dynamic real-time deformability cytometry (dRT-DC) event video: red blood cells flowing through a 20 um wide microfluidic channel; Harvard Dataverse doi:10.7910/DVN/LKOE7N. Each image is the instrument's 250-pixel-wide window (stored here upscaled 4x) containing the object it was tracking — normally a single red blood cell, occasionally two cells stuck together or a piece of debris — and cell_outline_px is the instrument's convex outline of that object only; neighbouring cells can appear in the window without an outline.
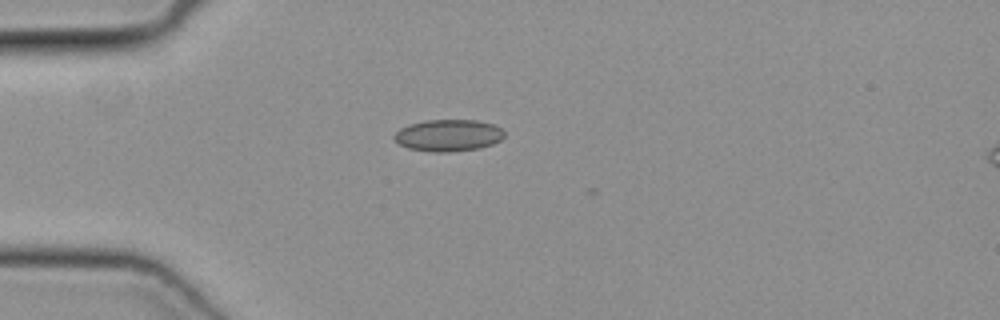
{"species": "common noctule bat (a hibernating species)", "species_latin": "Nyctalus noctula", "temperature_condition": "cold", "stored_images_in_passage": 35, "camera_frame_rate_fps": 3000, "um_per_image_px": 0.085, "animal": {"sex": "female", "body_mass_g": 19.3, "forearm_length_mm": 54.1}, "frame": {"image": 1, "passage_image": 1, "time_ms": 0.0, "image_size_px": [1000, 320], "cell_outline_px": [[504, 136], [500, 140], [492, 144], [480, 148], [448, 152], [436, 152], [408, 148], [400, 144], [392, 136], [400, 128], [408, 124], [428, 120], [476, 120], [496, 124], [504, 132]], "centroid_in_image_um": [38.12, 11.5], "position_along_channel_um": 46.9, "area_um2": 20.4}}
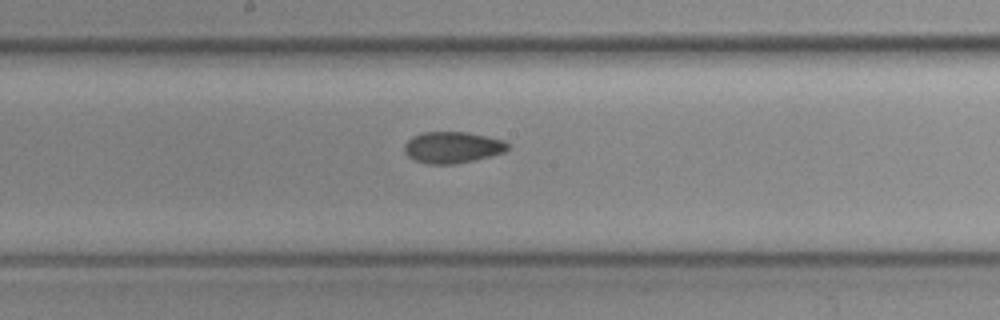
{"frame": {"image": 2, "passage_image": 14, "time_ms": 4.333, "image_size_px": [1000, 320], "cell_outline_px": [[508, 148], [504, 152], [472, 160], [452, 164], [428, 164], [416, 160], [408, 156], [404, 152], [404, 144], [412, 136], [424, 132], [468, 132], [504, 140], [508, 144]], "centroid_in_image_um": [38.43, 12.51], "position_along_channel_um": 209.8, "area_um2": 18.73}}
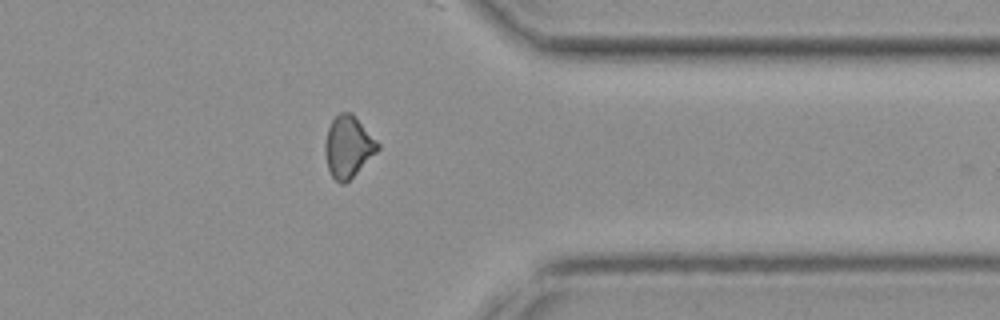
{"frame": {"image": 3, "passage_image": 27, "time_ms": 8.667, "image_size_px": [1000, 320], "cell_outline_px": [[380, 148], [344, 184], [340, 184], [332, 176], [328, 168], [324, 152], [324, 144], [328, 128], [332, 120], [340, 112], [352, 112], [380, 144]], "centroid_in_image_um": [29.58, 12.44], "position_along_channel_um": 381.8, "area_um2": 18.67}}